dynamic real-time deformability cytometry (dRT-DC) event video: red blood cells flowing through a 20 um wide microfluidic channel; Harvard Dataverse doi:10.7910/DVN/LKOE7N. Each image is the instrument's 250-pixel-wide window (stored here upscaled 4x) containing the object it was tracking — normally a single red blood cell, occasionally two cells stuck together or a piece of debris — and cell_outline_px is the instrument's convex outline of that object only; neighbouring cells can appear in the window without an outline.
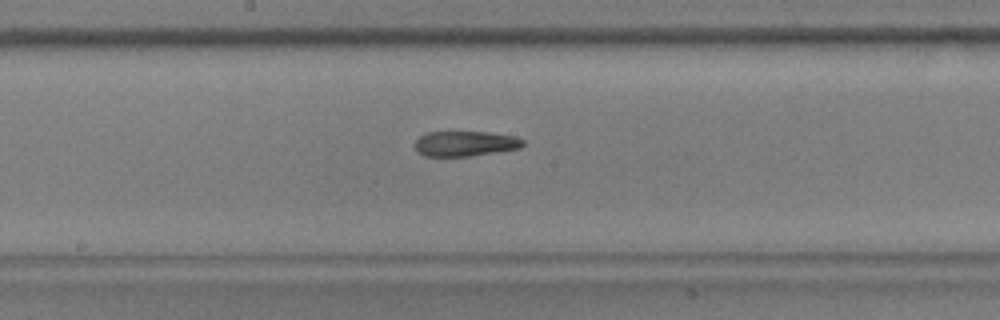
{"species": "common noctule bat (a hibernating species)", "species_latin": "Nyctalus noctula", "temperature_condition": "warm", "stored_images_in_passage": 40, "camera_frame_rate_fps": 3000, "um_per_image_px": 0.085, "animal": {"sex": "male", "body_mass_g": 17.9, "forearm_length_mm": 54.2}, "frame": {"image": 1, "passage_image": 19, "time_ms": 6.0, "image_size_px": [1000, 320], "cell_outline_px": [[524, 144], [520, 148], [468, 156], [424, 156], [412, 144], [420, 136], [428, 132], [488, 132], [516, 136], [524, 140]], "centroid_in_image_um": [39.54, 12.2], "position_along_channel_um": 208.7, "area_um2": 15.78}}
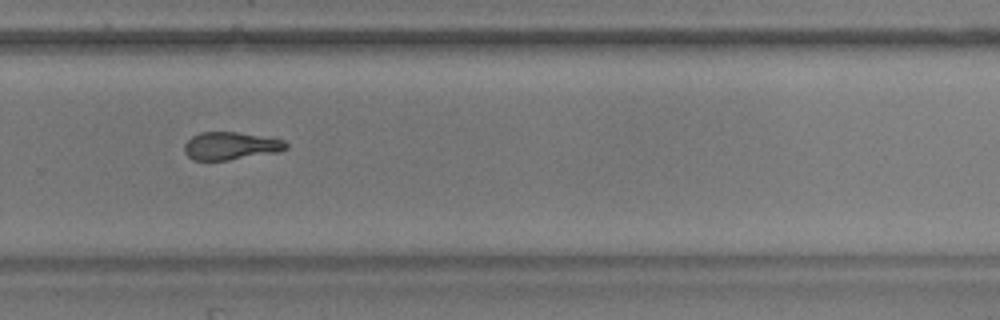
{"frame": {"image": 2, "passage_image": 27, "time_ms": 8.667, "image_size_px": [1000, 320], "cell_outline_px": [[288, 148], [280, 152], [228, 160], [192, 160], [184, 152], [184, 144], [192, 136], [200, 132], [236, 132], [276, 136], [284, 140], [288, 144]], "centroid_in_image_um": [19.69, 12.38], "position_along_channel_um": 310.1, "area_um2": 16.94}}
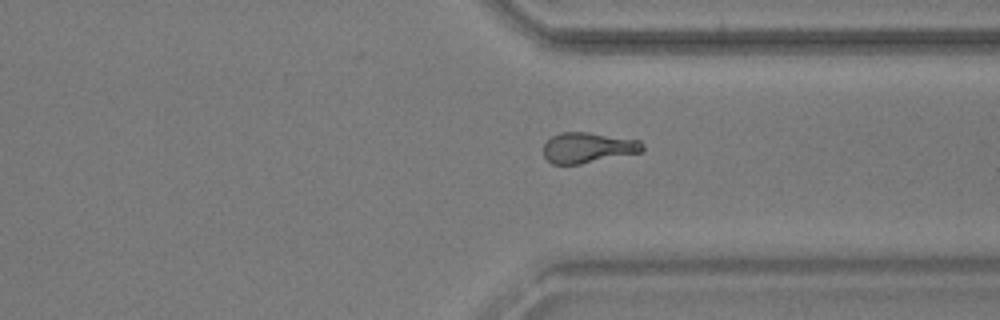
{"frame": {"image": 3, "passage_image": 31, "time_ms": 10.0, "image_size_px": [1000, 320], "cell_outline_px": [[644, 148], [640, 152], [580, 164], [552, 164], [544, 156], [544, 144], [552, 136], [560, 132], [588, 132], [640, 140], [644, 144]], "centroid_in_image_um": [49.97, 12.54], "position_along_channel_um": 361.4, "area_um2": 17.51}, "authors_computed_cell_mechanics": {"area_um2": 17.1666, "velocity_mm_per_s": 3.8278, "shape_relaxation_time_tau1_ms": null, "shape_relaxation_time_tau2_ms": 4.9543, "deformation_change_tau1": null, "deformation_change_tau2": 0.1477}}